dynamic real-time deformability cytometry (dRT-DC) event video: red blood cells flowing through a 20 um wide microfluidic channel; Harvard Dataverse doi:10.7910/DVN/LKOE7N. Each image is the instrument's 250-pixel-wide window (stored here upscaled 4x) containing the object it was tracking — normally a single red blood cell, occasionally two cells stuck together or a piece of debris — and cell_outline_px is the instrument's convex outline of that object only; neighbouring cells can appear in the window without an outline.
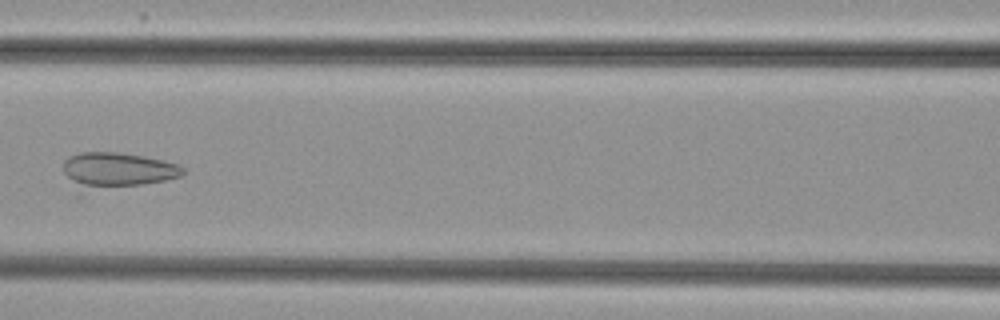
{"species": "common noctule bat (a hibernating species)", "species_latin": "Nyctalus noctula", "temperature_condition": "cold", "stored_images_in_passage": 7, "camera_frame_rate_fps": 3000, "um_per_image_px": 0.085, "animal": {"sex": "female", "body_mass_g": 29.2, "forearm_length_mm": 56.3}, "frame": {"image": 1, "passage_image": 5, "time_ms": 5.667, "image_size_px": [1000, 320], "cell_outline_px": [[184, 172], [180, 176], [164, 180], [140, 184], [84, 188], [80, 188], [64, 172], [64, 160], [68, 156], [80, 152], [120, 152], [144, 156], [164, 160], [180, 164], [184, 168]], "centroid_in_image_um": [10.01, 14.39], "position_along_channel_um": 156.6, "area_um2": 23.76}}
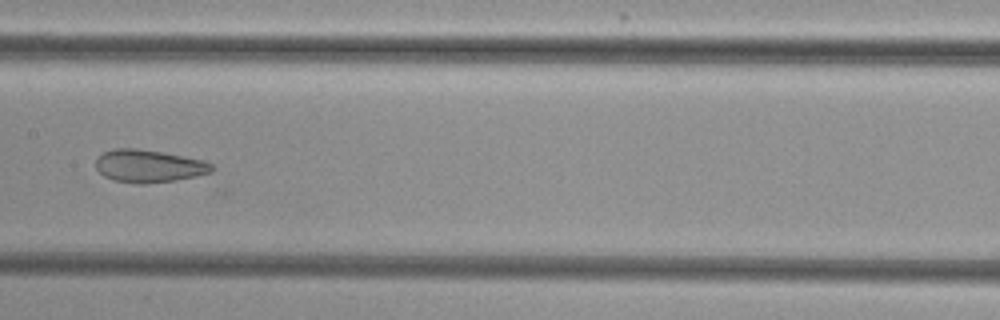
{"frame": {"image": 2, "passage_image": 6, "time_ms": 6.667, "image_size_px": [1000, 320], "cell_outline_px": [[216, 168], [212, 172], [196, 176], [176, 180], [144, 184], [136, 184], [112, 180], [104, 176], [96, 168], [96, 160], [104, 152], [112, 148], [136, 148], [164, 152], [204, 160], [212, 164]], "centroid_in_image_um": [12.67, 14.11], "position_along_channel_um": 194.7, "area_um2": 22.31}}